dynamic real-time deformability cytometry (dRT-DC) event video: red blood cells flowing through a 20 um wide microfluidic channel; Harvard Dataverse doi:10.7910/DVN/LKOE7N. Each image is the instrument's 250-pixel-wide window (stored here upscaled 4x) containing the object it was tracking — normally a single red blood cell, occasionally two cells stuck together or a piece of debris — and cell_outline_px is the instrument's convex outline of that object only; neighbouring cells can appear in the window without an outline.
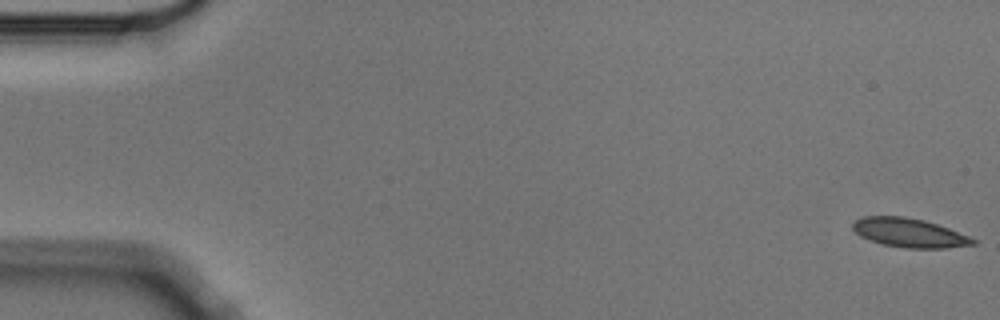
{"species": "Egyptian fruit bat (a non-hibernating species)", "species_latin": "Rousettus aegyptiacus", "temperature_condition": "cold", "stored_images_in_passage": 5, "camera_frame_rate_fps": 3000, "um_per_image_px": 0.085, "animal": {"sex": "male"}, "frame": {"image": 1, "passage_image": 1, "time_ms": 0.0, "image_size_px": [1000, 320], "cell_outline_px": [[976, 244], [944, 248], [904, 248], [884, 244], [860, 236], [852, 228], [852, 224], [856, 220], [864, 216], [904, 216], [924, 220], [948, 228], [968, 236], [976, 240]], "centroid_in_image_um": [77.28, 19.78], "position_along_channel_um": 7.7, "area_um2": 20.06}}
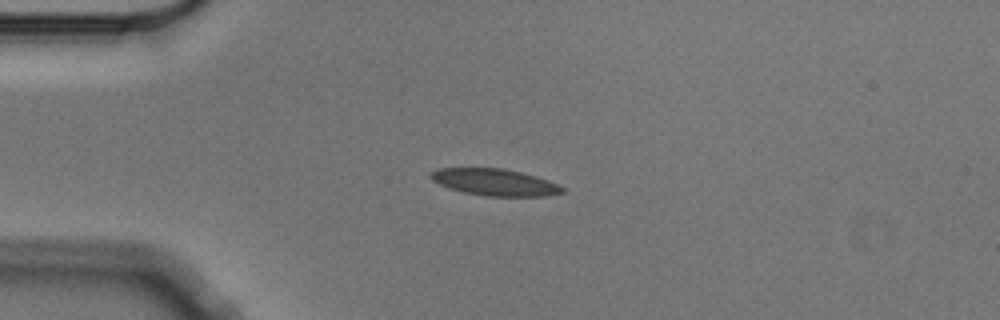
{"frame": {"image": 2, "passage_image": 4, "time_ms": 1.0, "image_size_px": [1000, 320], "cell_outline_px": [[568, 192], [548, 196], [488, 196], [464, 192], [448, 188], [432, 180], [428, 176], [436, 168], [504, 168], [536, 176], [548, 180], [568, 188]], "centroid_in_image_um": [42.12, 15.49], "position_along_channel_um": 42.9, "area_um2": 20.75}}